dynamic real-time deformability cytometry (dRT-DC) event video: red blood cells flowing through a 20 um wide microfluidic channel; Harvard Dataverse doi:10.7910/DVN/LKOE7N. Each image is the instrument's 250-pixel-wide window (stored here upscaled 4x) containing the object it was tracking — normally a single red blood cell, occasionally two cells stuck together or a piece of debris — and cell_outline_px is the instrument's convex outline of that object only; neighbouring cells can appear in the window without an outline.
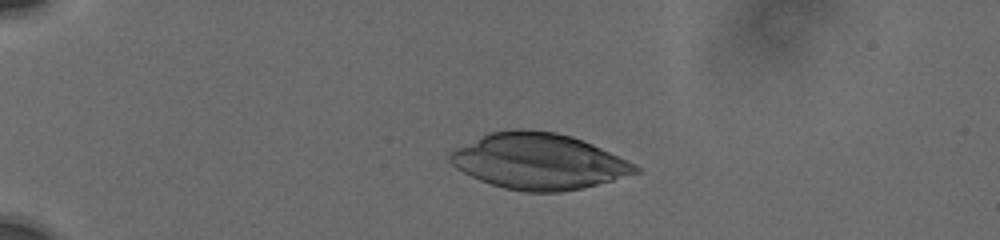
{"species": "human", "species_latin": "Homo sapiens", "temperature_condition": "cold", "stored_images_in_passage": 70, "camera_frame_rate_fps": 3000, "um_per_image_px": 0.085, "donor": {"sex": "male"}, "frame": {"image": 1, "passage_image": 20, "time_ms": 4.333, "image_size_px": [1000, 240], "cell_outline_px": [[640, 172], [584, 188], [560, 192], [524, 192], [504, 188], [480, 180], [456, 168], [448, 160], [448, 156], [456, 148], [488, 132], [516, 128], [524, 128], [556, 132], [572, 136], [592, 144], [636, 164], [640, 168]], "centroid_in_image_um": [45.78, 13.71], "position_along_channel_um": 39.2, "area_um2": 60.34}}
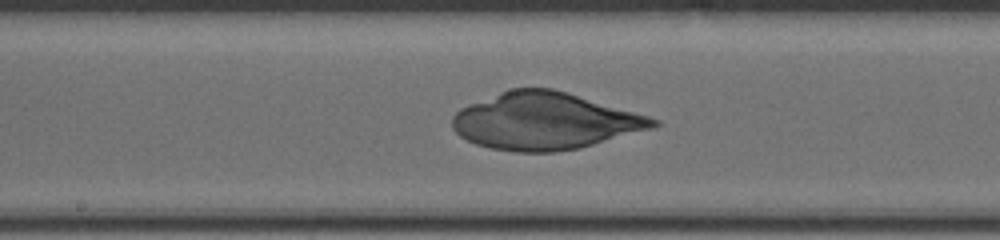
{"frame": {"image": 2, "passage_image": 41, "time_ms": 10.333, "image_size_px": [1000, 240], "cell_outline_px": [[660, 124], [656, 128], [580, 148], [552, 152], [516, 152], [492, 148], [476, 144], [460, 136], [452, 128], [452, 116], [460, 108], [508, 88], [552, 88], [648, 116], [660, 120]], "centroid_in_image_um": [46.31, 10.3], "position_along_channel_um": 201.9, "area_um2": 66.59}}
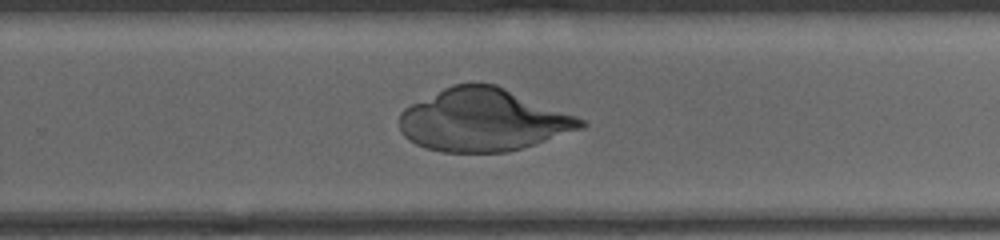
{"frame": {"image": 3, "passage_image": 52, "time_ms": 12.667, "image_size_px": [1000, 240], "cell_outline_px": [[588, 124], [584, 128], [536, 144], [508, 152], [444, 152], [424, 148], [408, 140], [400, 132], [400, 112], [404, 108], [452, 84], [496, 84], [576, 116], [584, 120]], "centroid_in_image_um": [41.07, 10.22], "position_along_channel_um": 288.7, "area_um2": 65.89}}